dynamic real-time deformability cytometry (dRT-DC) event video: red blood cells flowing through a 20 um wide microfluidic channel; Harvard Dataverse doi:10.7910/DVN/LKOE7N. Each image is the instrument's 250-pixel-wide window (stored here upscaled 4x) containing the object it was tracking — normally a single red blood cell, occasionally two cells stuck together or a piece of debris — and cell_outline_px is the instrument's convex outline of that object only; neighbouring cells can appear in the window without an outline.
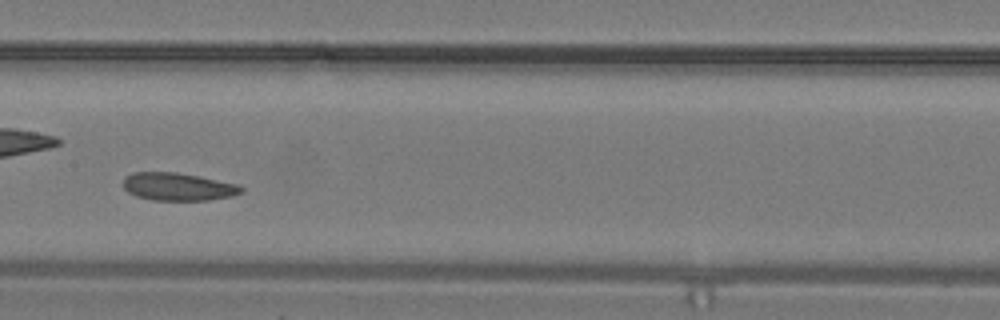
{"species": "common noctule bat (a hibernating species)", "species_latin": "Nyctalus noctula", "temperature_condition": "warm", "stored_images_in_passage": 23, "camera_frame_rate_fps": 3000, "um_per_image_px": 0.085, "animal": {"sex": "male", "body_mass_g": 19.2, "forearm_length_mm": 51.8}, "frame": {"image": 1, "passage_image": 10, "time_ms": 3.0, "image_size_px": [1000, 320], "cell_outline_px": [[244, 192], [232, 196], [208, 200], [152, 200], [136, 196], [128, 192], [124, 188], [124, 176], [132, 172], [176, 172], [200, 176], [236, 184], [244, 188]], "centroid_in_image_um": [15.13, 15.86], "position_along_channel_um": 192.3, "area_um2": 19.19}}
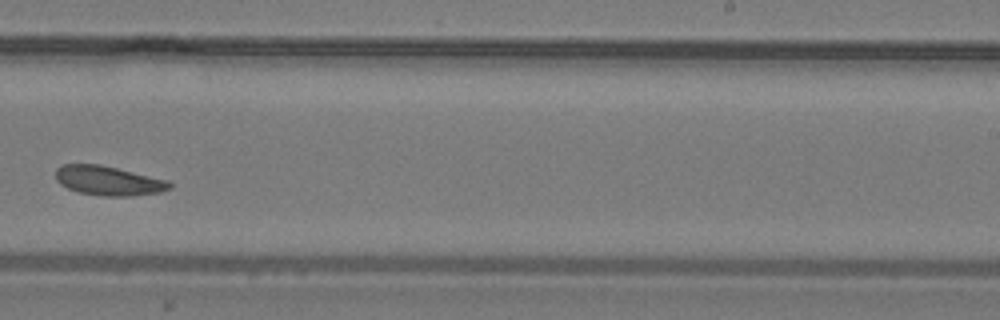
{"frame": {"image": 2, "passage_image": 14, "time_ms": 4.333, "image_size_px": [1000, 320], "cell_outline_px": [[172, 188], [160, 192], [132, 196], [100, 196], [80, 192], [68, 188], [60, 184], [56, 180], [56, 168], [60, 164], [100, 164], [168, 180], [172, 184]], "centroid_in_image_um": [9.21, 15.36], "position_along_channel_um": 279.8, "area_um2": 19.59}}